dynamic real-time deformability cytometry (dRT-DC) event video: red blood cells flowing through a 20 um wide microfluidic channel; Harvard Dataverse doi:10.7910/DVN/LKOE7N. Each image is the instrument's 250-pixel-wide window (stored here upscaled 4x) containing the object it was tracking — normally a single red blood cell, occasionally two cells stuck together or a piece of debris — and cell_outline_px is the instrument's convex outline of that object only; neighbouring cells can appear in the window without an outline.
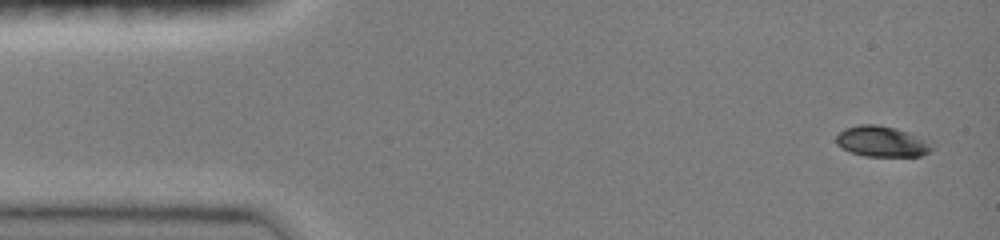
{"species": "common noctule bat (a hibernating species)", "species_latin": "Nyctalus noctula", "temperature_condition": "room temperature", "stored_images_in_passage": 10, "camera_frame_rate_fps": 3000, "um_per_image_px": 0.085, "animal": {"sex": "female", "body_mass_g": 19.0, "forearm_length_mm": 51.5}, "frame": {"image": 1, "passage_image": 1, "time_ms": 0.0, "image_size_px": [1000, 240], "cell_outline_px": [[936, 148], [920, 156], [864, 156], [852, 152], [836, 144], [836, 136], [844, 128], [860, 124], [876, 124], [896, 128], [936, 140]], "centroid_in_image_um": [75.1, 12.01], "position_along_channel_um": 9.9, "area_um2": 17.69}}
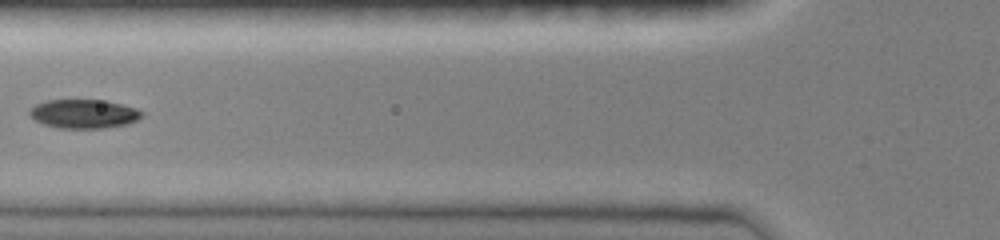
{"frame": {"image": 2, "passage_image": 7, "time_ms": 2.0, "image_size_px": [1000, 240], "cell_outline_px": [[144, 116], [128, 124], [104, 128], [60, 128], [44, 124], [36, 120], [28, 112], [36, 104], [48, 100], [104, 100], [136, 108], [144, 112]], "centroid_in_image_um": [7.17, 9.68], "position_along_channel_um": 118.6, "area_um2": 18.79}}
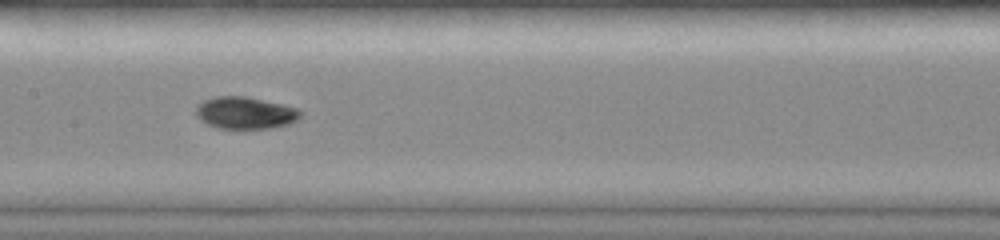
{"frame": {"image": 3, "passage_image": 9, "time_ms": 2.667, "image_size_px": [1000, 240], "cell_outline_px": [[304, 112], [296, 120], [288, 124], [272, 128], [216, 128], [200, 120], [196, 116], [196, 104], [204, 100], [216, 96], [244, 96], [280, 104], [296, 108]], "centroid_in_image_um": [20.81, 9.59], "position_along_channel_um": 186.6, "area_um2": 19.42}}